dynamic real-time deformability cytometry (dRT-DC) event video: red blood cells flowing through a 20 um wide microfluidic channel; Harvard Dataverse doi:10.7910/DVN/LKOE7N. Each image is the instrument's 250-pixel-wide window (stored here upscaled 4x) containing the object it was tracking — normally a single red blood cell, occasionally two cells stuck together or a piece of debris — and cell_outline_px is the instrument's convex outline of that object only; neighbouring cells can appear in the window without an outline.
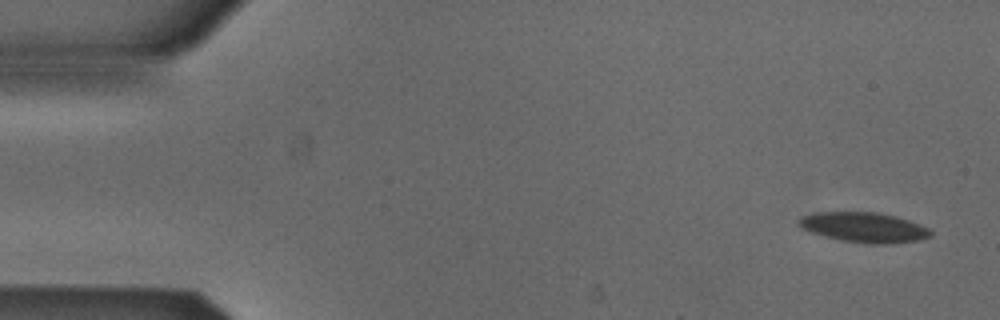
{"species": "Egyptian fruit bat (a non-hibernating species)", "species_latin": "Rousettus aegyptiacus", "temperature_condition": "cold", "stored_images_in_passage": 4, "camera_frame_rate_fps": 3000, "um_per_image_px": 0.085, "animal": {"sex": "male"}, "frame": {"image": 1, "passage_image": 1, "time_ms": 0.0, "image_size_px": [1000, 320], "cell_outline_px": [[932, 236], [916, 240], [884, 244], [868, 244], [840, 240], [824, 236], [812, 232], [796, 224], [796, 220], [800, 216], [812, 212], [876, 212], [896, 216], [920, 224], [928, 228], [932, 232]], "centroid_in_image_um": [73.39, 19.31], "position_along_channel_um": 11.6, "area_um2": 23.12}}
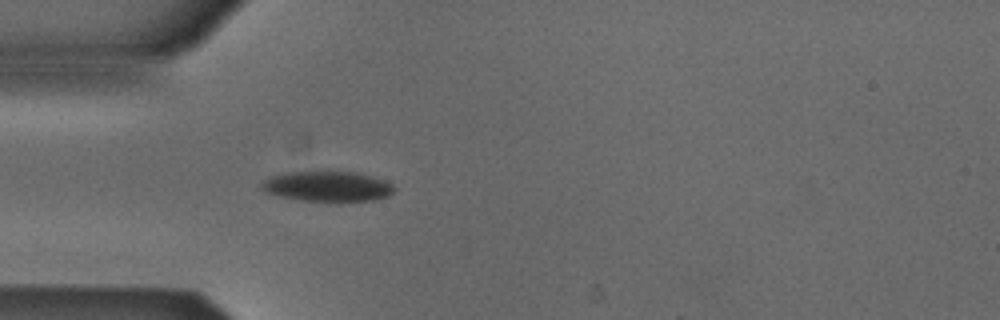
{"frame": {"image": 2, "passage_image": 4, "time_ms": 1.0, "image_size_px": [1000, 320], "cell_outline_px": [[396, 188], [388, 196], [372, 200], [336, 204], [300, 200], [280, 196], [264, 192], [260, 188], [260, 184], [268, 176], [288, 172], [320, 168], [332, 168], [356, 172], [384, 180], [392, 184]], "centroid_in_image_um": [27.8, 15.82], "position_along_channel_um": 57.2, "area_um2": 25.2}}